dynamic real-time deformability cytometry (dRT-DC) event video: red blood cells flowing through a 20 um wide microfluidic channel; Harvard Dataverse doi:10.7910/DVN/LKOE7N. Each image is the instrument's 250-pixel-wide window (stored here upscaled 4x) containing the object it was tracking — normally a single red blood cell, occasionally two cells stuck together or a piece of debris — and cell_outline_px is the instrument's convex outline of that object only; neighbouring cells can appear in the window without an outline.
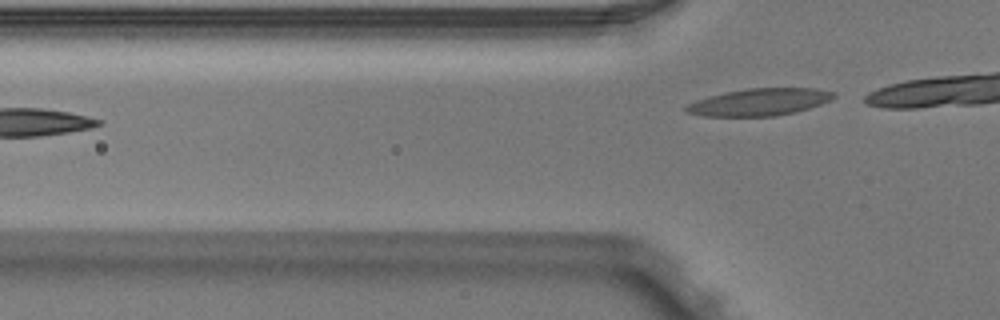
{"species": "Egyptian fruit bat (a non-hibernating species)", "species_latin": "Rousettus aegyptiacus", "temperature_condition": "warm", "stored_images_in_passage": 4, "camera_frame_rate_fps": 3000, "um_per_image_px": 0.085, "animal": {"sex": "male"}, "frame": {"image": 1, "passage_image": 4, "time_ms": 1.0, "image_size_px": [1000, 320], "cell_outline_px": [[836, 96], [820, 104], [796, 112], [776, 116], [704, 116], [684, 112], [684, 108], [688, 104], [696, 100], [708, 96], [724, 92], [748, 88], [816, 88], [836, 92]], "centroid_in_image_um": [64.53, 8.67], "position_along_channel_um": 61.3, "area_um2": 23.41}}